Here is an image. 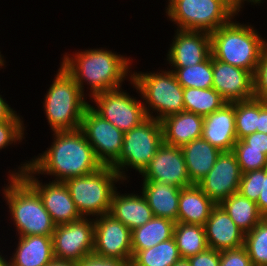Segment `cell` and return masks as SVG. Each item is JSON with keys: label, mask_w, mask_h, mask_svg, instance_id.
<instances>
[{"label": "cell", "mask_w": 267, "mask_h": 266, "mask_svg": "<svg viewBox=\"0 0 267 266\" xmlns=\"http://www.w3.org/2000/svg\"><path fill=\"white\" fill-rule=\"evenodd\" d=\"M50 148L29 162L35 174L55 176V182L98 171L102 164L81 129L54 132Z\"/></svg>", "instance_id": "6da1fadb"}, {"label": "cell", "mask_w": 267, "mask_h": 266, "mask_svg": "<svg viewBox=\"0 0 267 266\" xmlns=\"http://www.w3.org/2000/svg\"><path fill=\"white\" fill-rule=\"evenodd\" d=\"M74 55H63L61 65L74 78L83 93V83L86 81L89 84L90 98L100 92L120 88L125 78L132 79L130 58L103 48L89 49Z\"/></svg>", "instance_id": "7a4b0ae2"}, {"label": "cell", "mask_w": 267, "mask_h": 266, "mask_svg": "<svg viewBox=\"0 0 267 266\" xmlns=\"http://www.w3.org/2000/svg\"><path fill=\"white\" fill-rule=\"evenodd\" d=\"M211 56L255 74L267 41L251 25L234 21L210 33Z\"/></svg>", "instance_id": "3957f363"}, {"label": "cell", "mask_w": 267, "mask_h": 266, "mask_svg": "<svg viewBox=\"0 0 267 266\" xmlns=\"http://www.w3.org/2000/svg\"><path fill=\"white\" fill-rule=\"evenodd\" d=\"M4 196L19 236H52L56 224L44 208L39 194L20 176L9 175Z\"/></svg>", "instance_id": "277c9868"}, {"label": "cell", "mask_w": 267, "mask_h": 266, "mask_svg": "<svg viewBox=\"0 0 267 266\" xmlns=\"http://www.w3.org/2000/svg\"><path fill=\"white\" fill-rule=\"evenodd\" d=\"M89 105L74 78L60 64L44 99V111L51 130L80 129L82 116Z\"/></svg>", "instance_id": "5b68a950"}, {"label": "cell", "mask_w": 267, "mask_h": 266, "mask_svg": "<svg viewBox=\"0 0 267 266\" xmlns=\"http://www.w3.org/2000/svg\"><path fill=\"white\" fill-rule=\"evenodd\" d=\"M129 81L142 95L143 101L145 100L143 106L147 117L161 121L169 115L184 111V88L173 71L165 70L161 73H135L134 71ZM153 111L158 115L151 114Z\"/></svg>", "instance_id": "8992f818"}, {"label": "cell", "mask_w": 267, "mask_h": 266, "mask_svg": "<svg viewBox=\"0 0 267 266\" xmlns=\"http://www.w3.org/2000/svg\"><path fill=\"white\" fill-rule=\"evenodd\" d=\"M119 180L122 182L111 166H103L96 172L69 178L64 184L80 215L96 217L110 212L115 182Z\"/></svg>", "instance_id": "52a82bcc"}, {"label": "cell", "mask_w": 267, "mask_h": 266, "mask_svg": "<svg viewBox=\"0 0 267 266\" xmlns=\"http://www.w3.org/2000/svg\"><path fill=\"white\" fill-rule=\"evenodd\" d=\"M166 14L178 29L213 32L240 12L229 0H168Z\"/></svg>", "instance_id": "ba28073f"}, {"label": "cell", "mask_w": 267, "mask_h": 266, "mask_svg": "<svg viewBox=\"0 0 267 266\" xmlns=\"http://www.w3.org/2000/svg\"><path fill=\"white\" fill-rule=\"evenodd\" d=\"M163 143L161 121L147 117L135 128L124 133L122 151L119 158L111 165L122 181L126 180L125 168L135 169L140 174L154 157Z\"/></svg>", "instance_id": "9c48e42d"}, {"label": "cell", "mask_w": 267, "mask_h": 266, "mask_svg": "<svg viewBox=\"0 0 267 266\" xmlns=\"http://www.w3.org/2000/svg\"><path fill=\"white\" fill-rule=\"evenodd\" d=\"M18 169L9 175H20L39 194L44 208L56 225L71 223L82 217L64 182L50 181L43 185L34 176L35 172L29 167V161Z\"/></svg>", "instance_id": "30bf717a"}, {"label": "cell", "mask_w": 267, "mask_h": 266, "mask_svg": "<svg viewBox=\"0 0 267 266\" xmlns=\"http://www.w3.org/2000/svg\"><path fill=\"white\" fill-rule=\"evenodd\" d=\"M121 89L120 87L95 94L92 99L96 102L95 106H98H91V108L125 133L138 126L147 116L143 102L131 97Z\"/></svg>", "instance_id": "8fae6325"}, {"label": "cell", "mask_w": 267, "mask_h": 266, "mask_svg": "<svg viewBox=\"0 0 267 266\" xmlns=\"http://www.w3.org/2000/svg\"><path fill=\"white\" fill-rule=\"evenodd\" d=\"M80 129L102 166H111L119 158L124 132L97 114L91 105L84 111Z\"/></svg>", "instance_id": "7c38bea8"}, {"label": "cell", "mask_w": 267, "mask_h": 266, "mask_svg": "<svg viewBox=\"0 0 267 266\" xmlns=\"http://www.w3.org/2000/svg\"><path fill=\"white\" fill-rule=\"evenodd\" d=\"M55 259L77 262L94 251V218L81 217L56 225L52 234Z\"/></svg>", "instance_id": "4fadbf2b"}, {"label": "cell", "mask_w": 267, "mask_h": 266, "mask_svg": "<svg viewBox=\"0 0 267 266\" xmlns=\"http://www.w3.org/2000/svg\"><path fill=\"white\" fill-rule=\"evenodd\" d=\"M99 218V219H98ZM94 254L132 261L131 230L111 214L94 220Z\"/></svg>", "instance_id": "5bb4252c"}, {"label": "cell", "mask_w": 267, "mask_h": 266, "mask_svg": "<svg viewBox=\"0 0 267 266\" xmlns=\"http://www.w3.org/2000/svg\"><path fill=\"white\" fill-rule=\"evenodd\" d=\"M241 170L233 151L221 152L212 169L196 185L219 205L232 194L237 193Z\"/></svg>", "instance_id": "9a60e30c"}, {"label": "cell", "mask_w": 267, "mask_h": 266, "mask_svg": "<svg viewBox=\"0 0 267 266\" xmlns=\"http://www.w3.org/2000/svg\"><path fill=\"white\" fill-rule=\"evenodd\" d=\"M140 175L144 180L163 182L179 188L194 185L189 178L181 147L164 142Z\"/></svg>", "instance_id": "2e32d148"}, {"label": "cell", "mask_w": 267, "mask_h": 266, "mask_svg": "<svg viewBox=\"0 0 267 266\" xmlns=\"http://www.w3.org/2000/svg\"><path fill=\"white\" fill-rule=\"evenodd\" d=\"M213 86L226 103L254 98V74L212 57Z\"/></svg>", "instance_id": "e0dca14e"}, {"label": "cell", "mask_w": 267, "mask_h": 266, "mask_svg": "<svg viewBox=\"0 0 267 266\" xmlns=\"http://www.w3.org/2000/svg\"><path fill=\"white\" fill-rule=\"evenodd\" d=\"M173 39L167 53V61L174 68L197 65L211 55L209 32L177 28Z\"/></svg>", "instance_id": "ac0fdd59"}, {"label": "cell", "mask_w": 267, "mask_h": 266, "mask_svg": "<svg viewBox=\"0 0 267 266\" xmlns=\"http://www.w3.org/2000/svg\"><path fill=\"white\" fill-rule=\"evenodd\" d=\"M201 137L221 152L233 151L237 142L235 102L225 103L203 119Z\"/></svg>", "instance_id": "d6986e66"}, {"label": "cell", "mask_w": 267, "mask_h": 266, "mask_svg": "<svg viewBox=\"0 0 267 266\" xmlns=\"http://www.w3.org/2000/svg\"><path fill=\"white\" fill-rule=\"evenodd\" d=\"M208 247L219 252L244 246V233L226 211L216 205L205 225Z\"/></svg>", "instance_id": "ffe728a7"}, {"label": "cell", "mask_w": 267, "mask_h": 266, "mask_svg": "<svg viewBox=\"0 0 267 266\" xmlns=\"http://www.w3.org/2000/svg\"><path fill=\"white\" fill-rule=\"evenodd\" d=\"M204 117L192 112L182 111L161 120L163 142L182 147L202 135Z\"/></svg>", "instance_id": "44dd1931"}, {"label": "cell", "mask_w": 267, "mask_h": 266, "mask_svg": "<svg viewBox=\"0 0 267 266\" xmlns=\"http://www.w3.org/2000/svg\"><path fill=\"white\" fill-rule=\"evenodd\" d=\"M109 214L131 231L146 224L154 217L152 209L143 195L133 193L121 195L117 189L112 197Z\"/></svg>", "instance_id": "7402d4cb"}, {"label": "cell", "mask_w": 267, "mask_h": 266, "mask_svg": "<svg viewBox=\"0 0 267 266\" xmlns=\"http://www.w3.org/2000/svg\"><path fill=\"white\" fill-rule=\"evenodd\" d=\"M141 194L145 197L155 217L177 223L181 188L163 182L143 180Z\"/></svg>", "instance_id": "603a6c76"}, {"label": "cell", "mask_w": 267, "mask_h": 266, "mask_svg": "<svg viewBox=\"0 0 267 266\" xmlns=\"http://www.w3.org/2000/svg\"><path fill=\"white\" fill-rule=\"evenodd\" d=\"M16 252L10 258L11 266H46L55 259L52 236H19Z\"/></svg>", "instance_id": "cb8c5ba5"}, {"label": "cell", "mask_w": 267, "mask_h": 266, "mask_svg": "<svg viewBox=\"0 0 267 266\" xmlns=\"http://www.w3.org/2000/svg\"><path fill=\"white\" fill-rule=\"evenodd\" d=\"M215 206L196 184L181 188L177 222L204 226Z\"/></svg>", "instance_id": "d4e9b609"}, {"label": "cell", "mask_w": 267, "mask_h": 266, "mask_svg": "<svg viewBox=\"0 0 267 266\" xmlns=\"http://www.w3.org/2000/svg\"><path fill=\"white\" fill-rule=\"evenodd\" d=\"M187 172L193 184L201 181L212 169L221 151L204 140L197 138L181 147Z\"/></svg>", "instance_id": "484cf974"}, {"label": "cell", "mask_w": 267, "mask_h": 266, "mask_svg": "<svg viewBox=\"0 0 267 266\" xmlns=\"http://www.w3.org/2000/svg\"><path fill=\"white\" fill-rule=\"evenodd\" d=\"M176 222L162 217H153L146 224L131 231L132 257L140 250L149 249L174 236Z\"/></svg>", "instance_id": "4316f807"}, {"label": "cell", "mask_w": 267, "mask_h": 266, "mask_svg": "<svg viewBox=\"0 0 267 266\" xmlns=\"http://www.w3.org/2000/svg\"><path fill=\"white\" fill-rule=\"evenodd\" d=\"M219 205L244 234L251 231L264 218L256 202L249 200L239 192L232 194Z\"/></svg>", "instance_id": "83f0119b"}, {"label": "cell", "mask_w": 267, "mask_h": 266, "mask_svg": "<svg viewBox=\"0 0 267 266\" xmlns=\"http://www.w3.org/2000/svg\"><path fill=\"white\" fill-rule=\"evenodd\" d=\"M173 237L181 258L188 259L209 248L204 226L177 222Z\"/></svg>", "instance_id": "f1b7e54d"}, {"label": "cell", "mask_w": 267, "mask_h": 266, "mask_svg": "<svg viewBox=\"0 0 267 266\" xmlns=\"http://www.w3.org/2000/svg\"><path fill=\"white\" fill-rule=\"evenodd\" d=\"M181 258L176 241L173 238L138 251L130 266H173Z\"/></svg>", "instance_id": "f546056e"}, {"label": "cell", "mask_w": 267, "mask_h": 266, "mask_svg": "<svg viewBox=\"0 0 267 266\" xmlns=\"http://www.w3.org/2000/svg\"><path fill=\"white\" fill-rule=\"evenodd\" d=\"M184 111L192 112L202 117L220 109L226 102L214 88H184Z\"/></svg>", "instance_id": "4dcf8cb0"}, {"label": "cell", "mask_w": 267, "mask_h": 266, "mask_svg": "<svg viewBox=\"0 0 267 266\" xmlns=\"http://www.w3.org/2000/svg\"><path fill=\"white\" fill-rule=\"evenodd\" d=\"M173 69L171 71L174 72L183 88L207 89L213 86L211 55L204 62L197 65Z\"/></svg>", "instance_id": "1f68e13d"}, {"label": "cell", "mask_w": 267, "mask_h": 266, "mask_svg": "<svg viewBox=\"0 0 267 266\" xmlns=\"http://www.w3.org/2000/svg\"><path fill=\"white\" fill-rule=\"evenodd\" d=\"M244 247L253 266H267V218L244 235Z\"/></svg>", "instance_id": "d6a6232c"}, {"label": "cell", "mask_w": 267, "mask_h": 266, "mask_svg": "<svg viewBox=\"0 0 267 266\" xmlns=\"http://www.w3.org/2000/svg\"><path fill=\"white\" fill-rule=\"evenodd\" d=\"M258 126V99L235 102V129L237 139L257 131Z\"/></svg>", "instance_id": "836d02e7"}, {"label": "cell", "mask_w": 267, "mask_h": 266, "mask_svg": "<svg viewBox=\"0 0 267 266\" xmlns=\"http://www.w3.org/2000/svg\"><path fill=\"white\" fill-rule=\"evenodd\" d=\"M233 152L236 155L242 174L267 168V156L262 153V150L248 149V145L243 140H237Z\"/></svg>", "instance_id": "e575fe53"}, {"label": "cell", "mask_w": 267, "mask_h": 266, "mask_svg": "<svg viewBox=\"0 0 267 266\" xmlns=\"http://www.w3.org/2000/svg\"><path fill=\"white\" fill-rule=\"evenodd\" d=\"M23 124L16 112L9 119L0 121V150L22 140L25 130Z\"/></svg>", "instance_id": "d590c367"}, {"label": "cell", "mask_w": 267, "mask_h": 266, "mask_svg": "<svg viewBox=\"0 0 267 266\" xmlns=\"http://www.w3.org/2000/svg\"><path fill=\"white\" fill-rule=\"evenodd\" d=\"M262 191V169L242 174L238 192L251 201L257 202Z\"/></svg>", "instance_id": "8d00e7d4"}, {"label": "cell", "mask_w": 267, "mask_h": 266, "mask_svg": "<svg viewBox=\"0 0 267 266\" xmlns=\"http://www.w3.org/2000/svg\"><path fill=\"white\" fill-rule=\"evenodd\" d=\"M254 98L267 103V46L261 54L254 74Z\"/></svg>", "instance_id": "74e56055"}, {"label": "cell", "mask_w": 267, "mask_h": 266, "mask_svg": "<svg viewBox=\"0 0 267 266\" xmlns=\"http://www.w3.org/2000/svg\"><path fill=\"white\" fill-rule=\"evenodd\" d=\"M219 266H253L244 246L220 252Z\"/></svg>", "instance_id": "f35d334b"}, {"label": "cell", "mask_w": 267, "mask_h": 266, "mask_svg": "<svg viewBox=\"0 0 267 266\" xmlns=\"http://www.w3.org/2000/svg\"><path fill=\"white\" fill-rule=\"evenodd\" d=\"M77 266H130V262L126 260L101 257L94 253L86 255L76 262Z\"/></svg>", "instance_id": "ab89813d"}, {"label": "cell", "mask_w": 267, "mask_h": 266, "mask_svg": "<svg viewBox=\"0 0 267 266\" xmlns=\"http://www.w3.org/2000/svg\"><path fill=\"white\" fill-rule=\"evenodd\" d=\"M191 266H219L220 252L208 248L204 252L188 258Z\"/></svg>", "instance_id": "60d3db41"}, {"label": "cell", "mask_w": 267, "mask_h": 266, "mask_svg": "<svg viewBox=\"0 0 267 266\" xmlns=\"http://www.w3.org/2000/svg\"><path fill=\"white\" fill-rule=\"evenodd\" d=\"M242 140L248 145V149L262 150L267 156V134L256 131Z\"/></svg>", "instance_id": "b9f144b4"}, {"label": "cell", "mask_w": 267, "mask_h": 266, "mask_svg": "<svg viewBox=\"0 0 267 266\" xmlns=\"http://www.w3.org/2000/svg\"><path fill=\"white\" fill-rule=\"evenodd\" d=\"M256 204L260 214L267 218V168L262 169V191Z\"/></svg>", "instance_id": "7bdbcfd3"}, {"label": "cell", "mask_w": 267, "mask_h": 266, "mask_svg": "<svg viewBox=\"0 0 267 266\" xmlns=\"http://www.w3.org/2000/svg\"><path fill=\"white\" fill-rule=\"evenodd\" d=\"M257 132L267 134V103L259 99Z\"/></svg>", "instance_id": "ee69618b"}, {"label": "cell", "mask_w": 267, "mask_h": 266, "mask_svg": "<svg viewBox=\"0 0 267 266\" xmlns=\"http://www.w3.org/2000/svg\"><path fill=\"white\" fill-rule=\"evenodd\" d=\"M15 112L0 95V121L9 119Z\"/></svg>", "instance_id": "f6af8a7d"}, {"label": "cell", "mask_w": 267, "mask_h": 266, "mask_svg": "<svg viewBox=\"0 0 267 266\" xmlns=\"http://www.w3.org/2000/svg\"><path fill=\"white\" fill-rule=\"evenodd\" d=\"M46 266H77V265L76 262L74 261L54 259Z\"/></svg>", "instance_id": "bcb514c9"}, {"label": "cell", "mask_w": 267, "mask_h": 266, "mask_svg": "<svg viewBox=\"0 0 267 266\" xmlns=\"http://www.w3.org/2000/svg\"><path fill=\"white\" fill-rule=\"evenodd\" d=\"M173 266H191L187 258H180Z\"/></svg>", "instance_id": "7dc6e473"}, {"label": "cell", "mask_w": 267, "mask_h": 266, "mask_svg": "<svg viewBox=\"0 0 267 266\" xmlns=\"http://www.w3.org/2000/svg\"><path fill=\"white\" fill-rule=\"evenodd\" d=\"M0 253V266H11L10 261L8 262L6 259H4Z\"/></svg>", "instance_id": "c3c4849f"}, {"label": "cell", "mask_w": 267, "mask_h": 266, "mask_svg": "<svg viewBox=\"0 0 267 266\" xmlns=\"http://www.w3.org/2000/svg\"><path fill=\"white\" fill-rule=\"evenodd\" d=\"M240 5H243L242 3H244V1H248V2H251L252 4L254 3L256 5L261 3L262 1L261 0H236Z\"/></svg>", "instance_id": "681fc988"}, {"label": "cell", "mask_w": 267, "mask_h": 266, "mask_svg": "<svg viewBox=\"0 0 267 266\" xmlns=\"http://www.w3.org/2000/svg\"><path fill=\"white\" fill-rule=\"evenodd\" d=\"M239 11L241 10V5L236 0H229Z\"/></svg>", "instance_id": "f907efd6"}, {"label": "cell", "mask_w": 267, "mask_h": 266, "mask_svg": "<svg viewBox=\"0 0 267 266\" xmlns=\"http://www.w3.org/2000/svg\"><path fill=\"white\" fill-rule=\"evenodd\" d=\"M2 66H5V63L3 60V56L1 55V52H0V68H2Z\"/></svg>", "instance_id": "816d5d0a"}]
</instances>
